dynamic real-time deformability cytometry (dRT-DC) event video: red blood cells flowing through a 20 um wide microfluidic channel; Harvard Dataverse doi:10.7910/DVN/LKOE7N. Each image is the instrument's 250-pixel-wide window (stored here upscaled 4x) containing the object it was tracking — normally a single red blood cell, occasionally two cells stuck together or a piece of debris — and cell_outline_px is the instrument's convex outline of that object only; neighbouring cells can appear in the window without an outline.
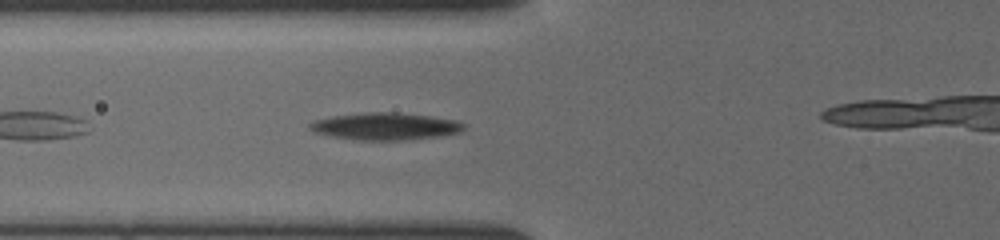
{"species": "common noctule bat (a hibernating species)", "species_latin": "Nyctalus noctula", "temperature_condition": "cold", "stored_images_in_passage": 8, "camera_frame_rate_fps": 3000, "um_per_image_px": 0.085, "animal": {"sex": "female", "body_mass_g": 19.5, "forearm_length_mm": 54.1}, "frame": {"image": 1, "passage_image": 6, "time_ms": 0.667, "image_size_px": [1000, 240], "cell_outline_px": [[464, 128], [460, 132], [436, 136], [400, 140], [360, 140], [336, 136], [316, 132], [308, 124], [316, 120], [332, 116], [368, 112], [396, 112], [428, 116], [456, 120], [464, 124]], "centroid_in_image_um": [32.78, 10.72], "position_along_channel_um": 93.0, "area_um2": 23.76}}